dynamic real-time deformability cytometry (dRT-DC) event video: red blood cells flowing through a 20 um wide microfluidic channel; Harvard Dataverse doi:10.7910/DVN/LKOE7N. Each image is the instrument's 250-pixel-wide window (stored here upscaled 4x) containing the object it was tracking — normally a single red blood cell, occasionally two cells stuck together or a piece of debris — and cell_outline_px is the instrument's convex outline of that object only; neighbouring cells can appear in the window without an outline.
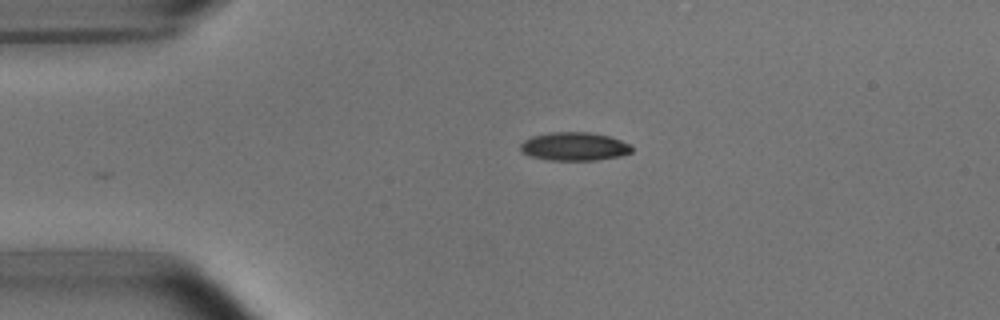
{"species": "common noctule bat (a hibernating species)", "species_latin": "Nyctalus noctula", "temperature_condition": "room temperature", "stored_images_in_passage": 6, "camera_frame_rate_fps": 3000, "um_per_image_px": 0.085, "animal": {"sex": "male", "body_mass_g": 15.6}, "frame": {"image": 1, "passage_image": 6, "time_ms": 1.667, "image_size_px": [1000, 320], "cell_outline_px": [[632, 152], [620, 156], [596, 160], [548, 160], [532, 156], [524, 152], [520, 148], [520, 144], [524, 140], [532, 136], [552, 132], [588, 132], [608, 136], [632, 144]], "centroid_in_image_um": [48.84, 12.45], "position_along_channel_um": 36.2, "area_um2": 18.32}}